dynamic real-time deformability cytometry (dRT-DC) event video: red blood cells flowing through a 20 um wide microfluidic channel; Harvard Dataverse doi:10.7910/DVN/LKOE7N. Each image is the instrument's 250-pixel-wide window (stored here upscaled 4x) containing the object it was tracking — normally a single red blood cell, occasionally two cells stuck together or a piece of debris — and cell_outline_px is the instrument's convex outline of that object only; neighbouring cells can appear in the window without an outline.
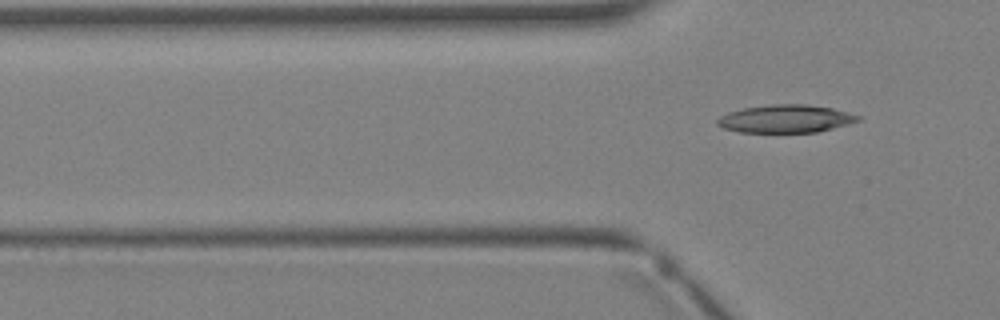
{"species": "Egyptian fruit bat (a non-hibernating species)", "species_latin": "Rousettus aegyptiacus", "temperature_condition": "warm", "stored_images_in_passage": 5, "camera_frame_rate_fps": 3000, "um_per_image_px": 0.085, "animal": {"sex": "female"}, "frame": {"image": 1, "passage_image": 5, "time_ms": 5.0, "image_size_px": [1000, 320], "cell_outline_px": [[860, 120], [832, 128], [816, 132], [740, 132], [724, 128], [716, 124], [716, 120], [720, 116], [728, 112], [744, 108], [772, 104], [808, 104], [832, 108], [848, 112], [860, 116]], "centroid_in_image_um": [66.76, 10.09], "position_along_channel_um": 59.0, "area_um2": 22.72}}